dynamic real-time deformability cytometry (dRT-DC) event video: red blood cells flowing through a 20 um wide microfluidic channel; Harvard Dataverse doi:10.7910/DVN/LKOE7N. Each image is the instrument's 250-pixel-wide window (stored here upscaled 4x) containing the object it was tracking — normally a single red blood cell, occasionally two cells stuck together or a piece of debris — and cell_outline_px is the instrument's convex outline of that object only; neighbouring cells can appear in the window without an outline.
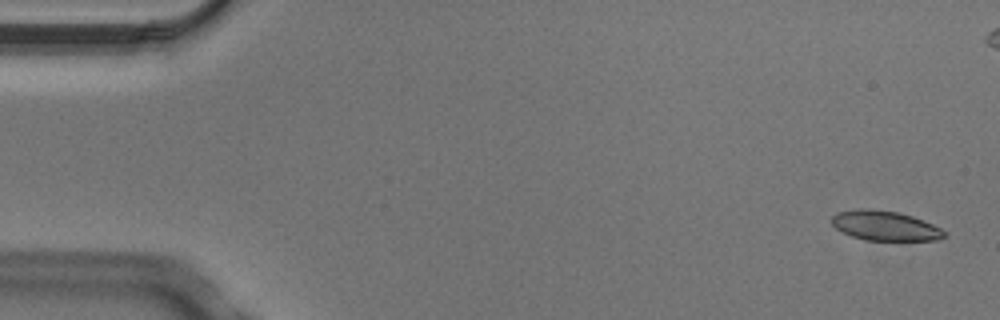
{"species": "Egyptian fruit bat (a non-hibernating species)", "species_latin": "Rousettus aegyptiacus", "temperature_condition": "cold", "stored_images_in_passage": 10, "camera_frame_rate_fps": 3000, "um_per_image_px": 0.085, "animal": {"sex": "male"}, "frame": {"image": 1, "passage_image": 1, "time_ms": 0.0, "image_size_px": [1000, 320], "cell_outline_px": [[944, 236], [940, 240], [864, 240], [852, 236], [836, 228], [832, 224], [832, 216], [836, 212], [856, 208], [872, 208], [896, 212], [912, 216], [924, 220], [940, 228], [944, 232]], "centroid_in_image_um": [75.19, 19.17], "position_along_channel_um": 9.8, "area_um2": 19.48}}
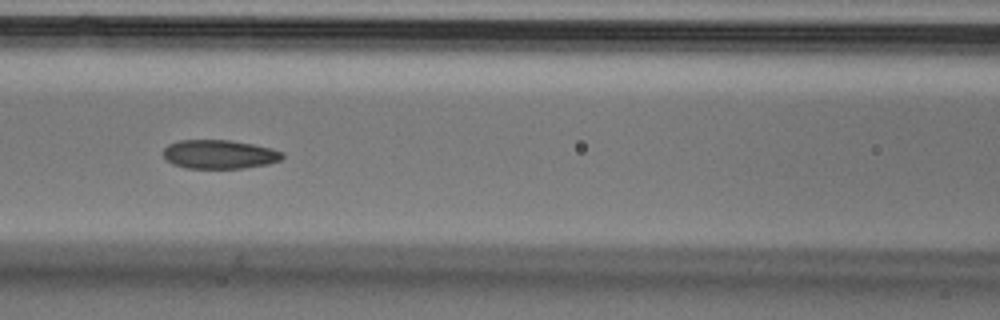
{"frame": {"image": 2, "passage_image": 7, "time_ms": 2.0, "image_size_px": [1000, 320], "cell_outline_px": [[284, 156], [280, 160], [268, 164], [244, 168], [188, 168], [172, 164], [164, 156], [164, 148], [168, 144], [180, 140], [228, 140], [252, 144], [272, 148], [284, 152]], "centroid_in_image_um": [18.67, 13.11], "position_along_channel_um": 147.9, "area_um2": 20.0}}
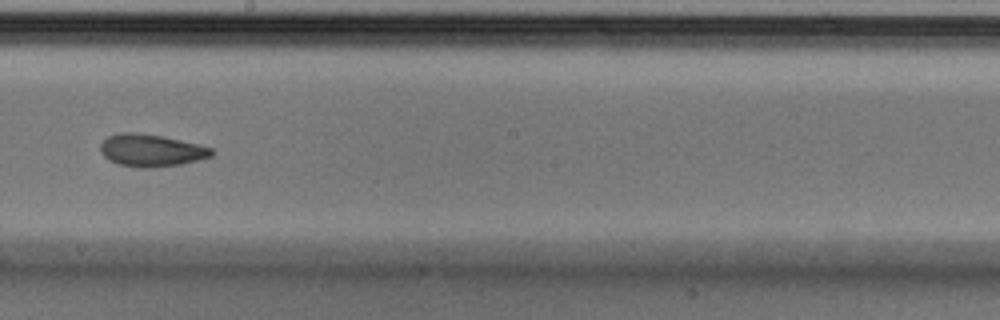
{"frame": {"image": 3, "passage_image": 9, "time_ms": 2.667, "image_size_px": [1000, 320], "cell_outline_px": [[216, 152], [212, 156], [180, 164], [152, 168], [140, 168], [116, 164], [108, 160], [100, 152], [100, 144], [108, 136], [120, 132], [136, 132], [164, 136], [212, 148]], "centroid_in_image_um": [12.82, 12.78], "position_along_channel_um": 235.4, "area_um2": 21.1}}